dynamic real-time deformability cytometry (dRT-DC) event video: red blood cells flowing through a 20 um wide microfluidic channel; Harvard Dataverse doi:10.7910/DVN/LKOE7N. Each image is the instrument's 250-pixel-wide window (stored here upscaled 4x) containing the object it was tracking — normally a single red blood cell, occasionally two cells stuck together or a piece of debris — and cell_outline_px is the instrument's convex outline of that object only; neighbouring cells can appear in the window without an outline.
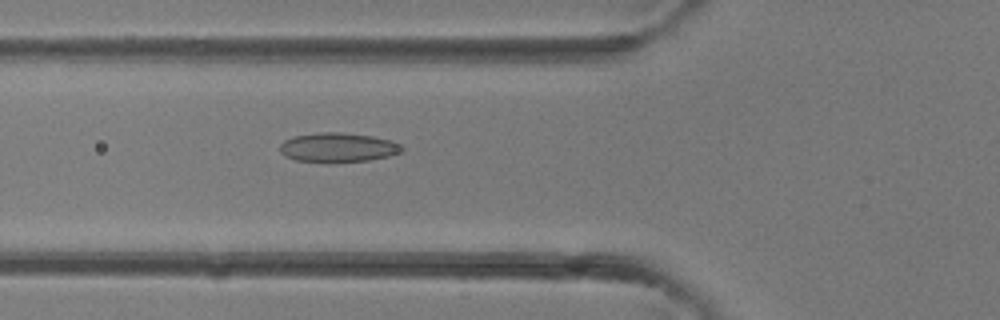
{"species": "common noctule bat (a hibernating species)", "species_latin": "Nyctalus noctula", "temperature_condition": "room temperature", "stored_images_in_passage": 38, "camera_frame_rate_fps": 3000, "um_per_image_px": 0.085, "animal": {"sex": "female"}, "frame": {"image": 1, "passage_image": 13, "time_ms": 4.0, "image_size_px": [1000, 320], "cell_outline_px": [[404, 152], [388, 156], [368, 160], [332, 164], [328, 164], [296, 160], [284, 156], [280, 152], [280, 144], [284, 140], [292, 136], [320, 132], [340, 132], [372, 136], [392, 140], [400, 144], [404, 148]], "centroid_in_image_um": [28.72, 12.55], "position_along_channel_um": 97.1, "area_um2": 21.5}}
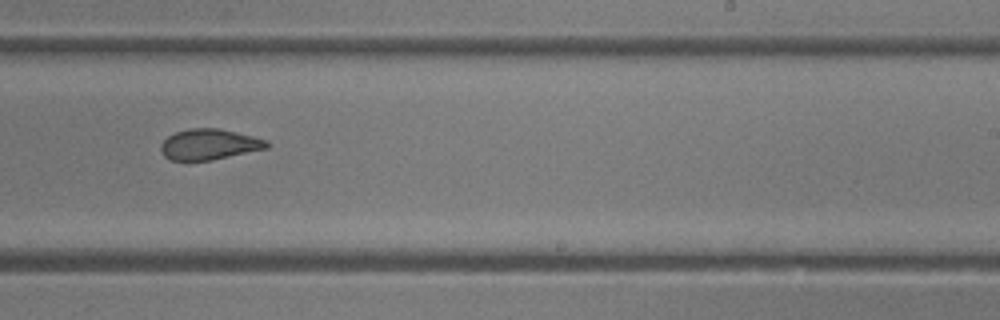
{"frame": {"image": 2, "passage_image": 23, "time_ms": 7.333, "image_size_px": [1000, 320], "cell_outline_px": [[268, 148], [212, 160], [168, 160], [160, 152], [160, 144], [168, 136], [176, 132], [188, 128], [220, 128], [268, 140]], "centroid_in_image_um": [17.75, 12.27], "position_along_channel_um": 271.2, "area_um2": 19.02}}
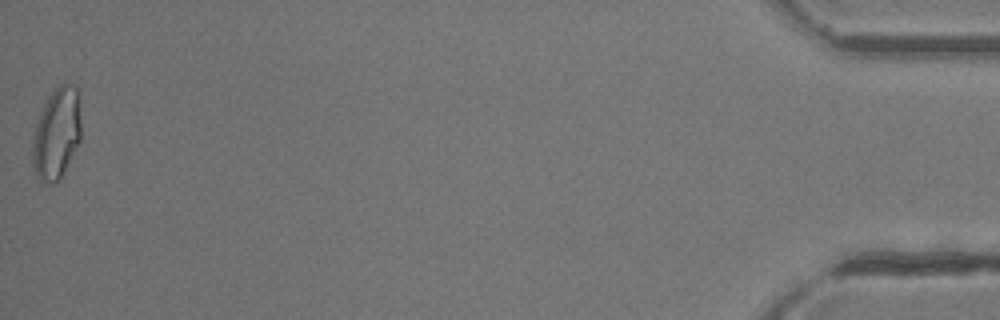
{"frame": {"image": 3, "passage_image": 38, "time_ms": 12.333, "image_size_px": [1000, 320], "cell_outline_px": [[80, 140], [56, 184], [52, 184], [40, 180], [32, 164], [32, 140], [36, 124], [44, 104], [48, 96], [60, 84], [76, 84], [80, 120]], "centroid_in_image_um": [4.79, 11.34], "position_along_channel_um": 430.4, "area_um2": 25.37}}